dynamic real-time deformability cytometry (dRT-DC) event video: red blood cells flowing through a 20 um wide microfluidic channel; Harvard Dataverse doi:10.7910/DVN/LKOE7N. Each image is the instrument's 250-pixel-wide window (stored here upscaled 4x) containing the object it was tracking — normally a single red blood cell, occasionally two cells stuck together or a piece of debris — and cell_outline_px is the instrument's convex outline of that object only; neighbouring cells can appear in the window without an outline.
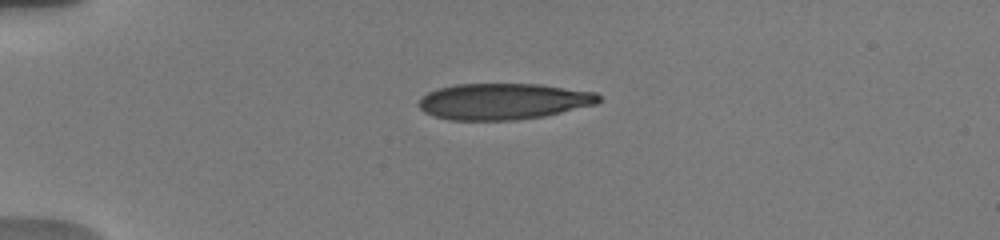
{"species": "human", "species_latin": "Homo sapiens", "temperature_condition": "warm", "stored_images_in_passage": 55, "camera_frame_rate_fps": 3000, "um_per_image_px": 0.085, "donor": {"sex": "male"}, "frame": {"image": 1, "passage_image": 1, "time_ms": 0.0, "image_size_px": [1000, 240], "cell_outline_px": [[600, 100], [596, 104], [544, 116], [516, 120], [448, 120], [424, 112], [416, 104], [428, 92], [436, 88], [456, 84], [540, 84], [596, 92], [600, 96]], "centroid_in_image_um": [42.77, 8.61], "position_along_channel_um": 42.2, "area_um2": 38.03}}
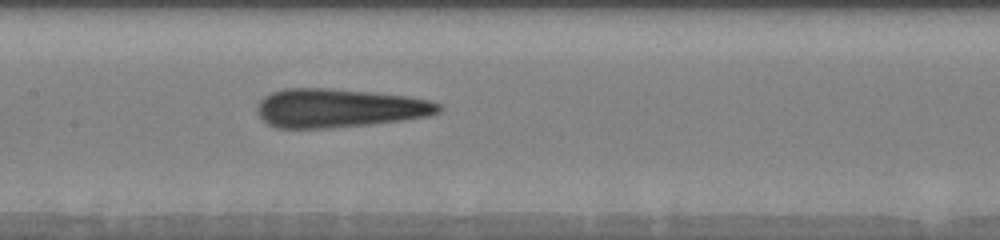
{"frame": {"image": 2, "passage_image": 30, "time_ms": 4.667, "image_size_px": [1000, 240], "cell_outline_px": [[444, 108], [440, 112], [428, 116], [404, 120], [368, 124], [328, 128], [276, 128], [268, 124], [260, 116], [260, 100], [264, 96], [272, 92], [284, 88], [332, 88], [408, 96], [428, 100], [440, 104]], "centroid_in_image_um": [28.86, 9.18], "position_along_channel_um": 178.5, "area_um2": 40.81}}
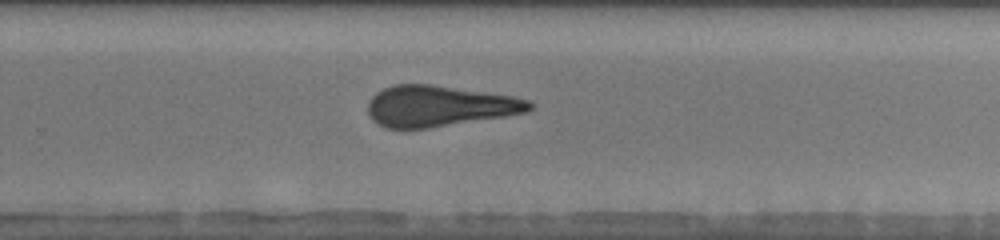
{"frame": {"image": 3, "passage_image": 44, "time_ms": 7.667, "image_size_px": [1000, 240], "cell_outline_px": [[536, 104], [528, 112], [504, 116], [428, 128], [384, 128], [372, 120], [368, 112], [368, 100], [376, 92], [384, 88], [396, 84], [432, 84], [512, 96], [532, 100]], "centroid_in_image_um": [37.34, 9.01], "position_along_channel_um": 292.5, "area_um2": 38.61}}